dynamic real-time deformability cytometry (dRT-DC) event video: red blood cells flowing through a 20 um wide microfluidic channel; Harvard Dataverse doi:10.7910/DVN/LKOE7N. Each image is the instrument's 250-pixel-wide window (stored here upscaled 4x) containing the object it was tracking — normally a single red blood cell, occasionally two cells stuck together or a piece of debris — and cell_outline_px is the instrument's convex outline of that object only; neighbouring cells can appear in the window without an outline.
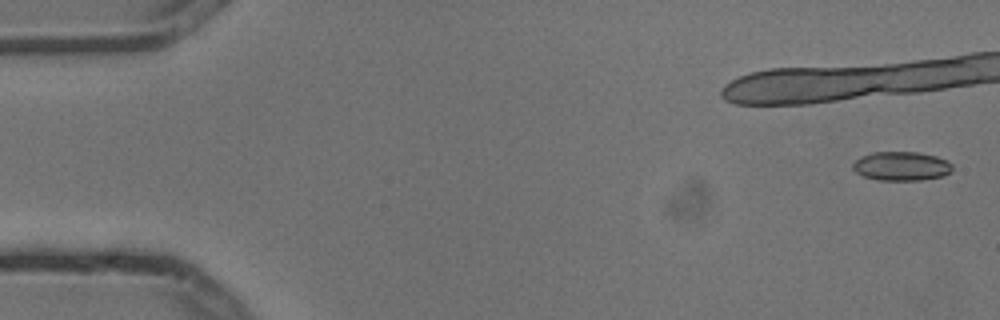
{"species": "common noctule bat (a hibernating species)", "species_latin": "Nyctalus noctula", "temperature_condition": "cold", "stored_images_in_passage": 9, "camera_frame_rate_fps": 3000, "um_per_image_px": 0.085, "animal": {"sex": "male", "body_mass_g": 13.3}, "frame": {"image": 1, "passage_image": 1, "time_ms": 0.0, "image_size_px": [1000, 320], "cell_outline_px": [[952, 172], [944, 176], [920, 180], [880, 180], [864, 176], [856, 172], [852, 168], [852, 164], [856, 160], [872, 152], [920, 152], [936, 156], [948, 160], [952, 164]], "centroid_in_image_um": [76.67, 14.12], "position_along_channel_um": 8.3, "area_um2": 16.88}}
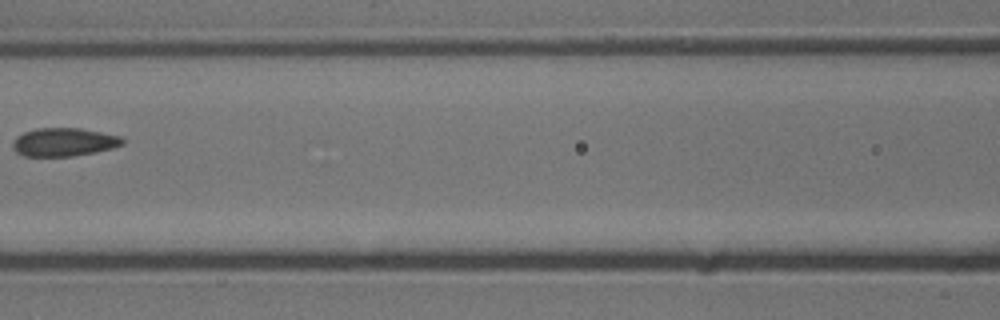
{"frame": {"image": 2, "passage_image": 8, "time_ms": 2.333, "image_size_px": [1000, 320], "cell_outline_px": [[124, 144], [112, 148], [72, 156], [24, 156], [16, 152], [12, 148], [12, 144], [16, 136], [24, 132], [36, 128], [80, 128], [120, 136], [124, 140]], "centroid_in_image_um": [5.39, 12.07], "position_along_channel_um": 161.2, "area_um2": 18.03}}
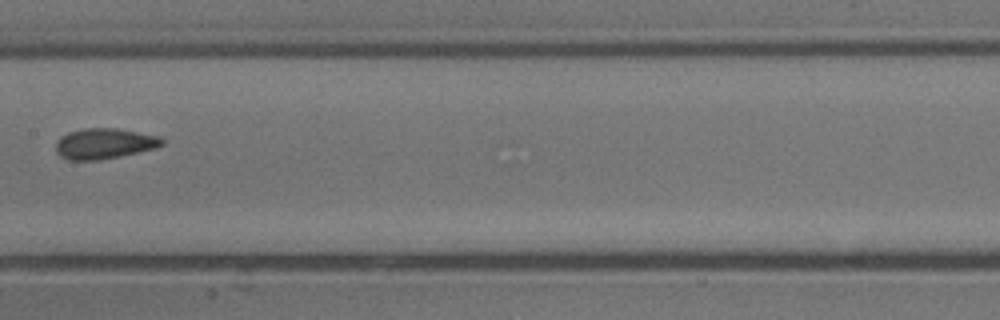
{"frame": {"image": 3, "passage_image": 9, "time_ms": 2.667, "image_size_px": [1000, 320], "cell_outline_px": [[164, 144], [156, 148], [120, 156], [100, 160], [68, 160], [60, 156], [56, 152], [56, 140], [60, 136], [68, 132], [84, 128], [116, 128], [160, 136], [164, 140]], "centroid_in_image_um": [8.85, 12.2], "position_along_channel_um": 198.5, "area_um2": 19.07}}